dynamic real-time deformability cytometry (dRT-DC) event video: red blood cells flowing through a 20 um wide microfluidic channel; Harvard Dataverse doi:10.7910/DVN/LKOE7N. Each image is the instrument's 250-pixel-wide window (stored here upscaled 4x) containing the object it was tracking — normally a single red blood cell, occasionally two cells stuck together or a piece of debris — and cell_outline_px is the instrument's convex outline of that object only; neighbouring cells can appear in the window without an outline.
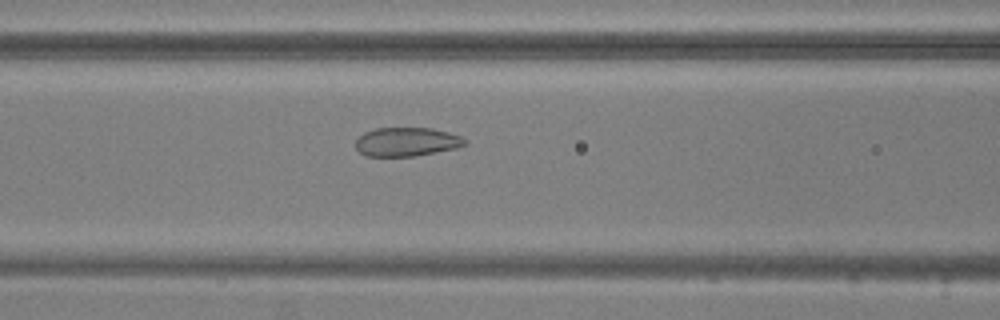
{"species": "common noctule bat (a hibernating species)", "species_latin": "Nyctalus noctula", "temperature_condition": "warm", "stored_images_in_passage": 53, "camera_frame_rate_fps": 3000, "um_per_image_px": 0.085, "animal": {"sex": "male", "body_mass_g": 20.5, "forearm_length_mm": 52.5}, "frame": {"image": 1, "passage_image": 21, "time_ms": 6.667, "image_size_px": [1000, 320], "cell_outline_px": [[468, 144], [456, 148], [416, 156], [368, 156], [360, 152], [356, 148], [356, 140], [364, 132], [376, 128], [432, 128], [448, 132], [460, 136], [468, 140]], "centroid_in_image_um": [34.6, 12.05], "position_along_channel_um": 132.0, "area_um2": 18.38}}
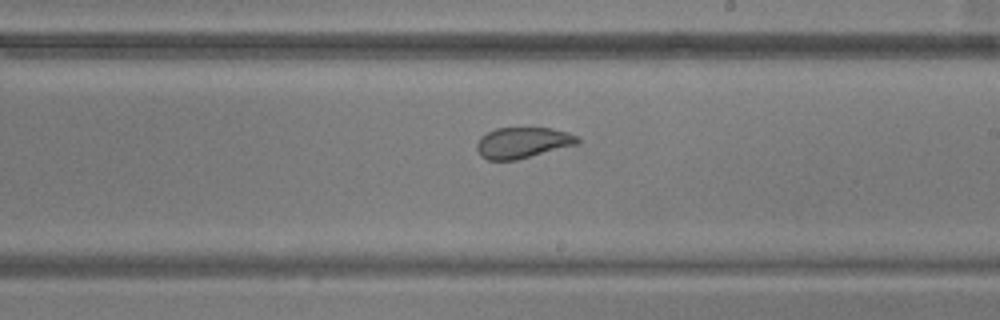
{"frame": {"image": 2, "passage_image": 30, "time_ms": 9.667, "image_size_px": [1000, 320], "cell_outline_px": [[580, 140], [576, 144], [516, 160], [488, 160], [480, 156], [476, 148], [476, 144], [480, 136], [496, 128], [552, 128], [568, 132], [576, 136]], "centroid_in_image_um": [44.38, 12.12], "position_along_channel_um": 244.6, "area_um2": 18.03}}
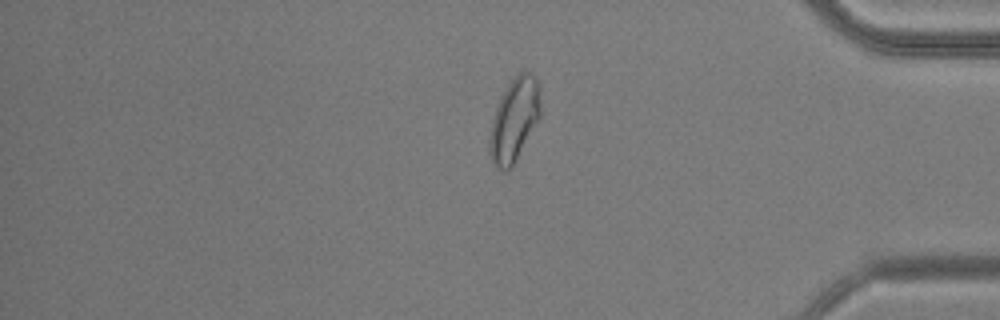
{"frame": {"image": 3, "passage_image": 44, "time_ms": 14.333, "image_size_px": [1000, 320], "cell_outline_px": [[540, 116], [512, 168], [504, 172], [496, 168], [492, 164], [488, 152], [488, 140], [492, 120], [496, 108], [508, 84], [520, 72], [528, 72], [536, 76], [540, 84]], "centroid_in_image_um": [43.7, 10.24], "position_along_channel_um": 391.5, "area_um2": 24.85}, "authors_computed_cell_mechanics": {"area_um2": 22.831, "velocity_mm_per_s": 3.7527, "shape_relaxation_time_tau1_ms": null, "shape_relaxation_time_tau2_ms": 0.9309, "deformation_change_tau1": null, "deformation_change_tau2": 0.0555}}